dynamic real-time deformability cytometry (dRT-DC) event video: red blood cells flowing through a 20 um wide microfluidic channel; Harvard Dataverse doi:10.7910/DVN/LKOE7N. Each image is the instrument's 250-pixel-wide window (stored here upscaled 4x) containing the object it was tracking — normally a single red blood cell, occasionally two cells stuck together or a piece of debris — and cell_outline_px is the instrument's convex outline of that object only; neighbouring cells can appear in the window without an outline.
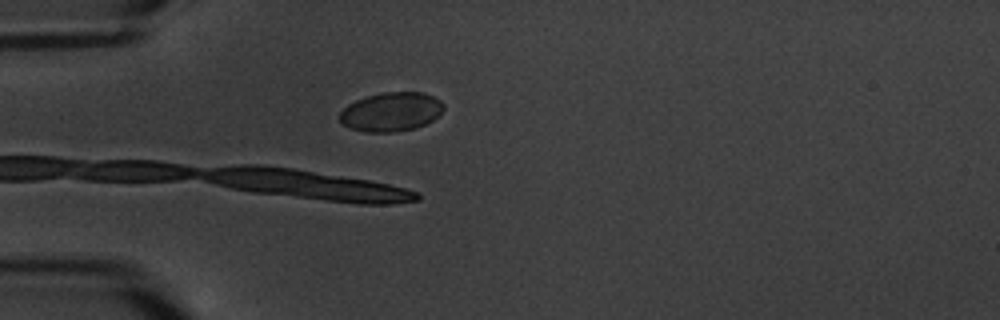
{"species": "common noctule bat (a hibernating species)", "species_latin": "Nyctalus noctula", "temperature_condition": "warm", "stored_images_in_passage": 5, "camera_frame_rate_fps": 3000, "um_per_image_px": 0.085, "animal": {"sex": "male", "body_mass_g": 20.1, "forearm_length_mm": 53.5}, "frame": {"image": 1, "passage_image": 5, "time_ms": 4.667, "image_size_px": [1000, 320], "cell_outline_px": [[444, 108], [440, 116], [416, 128], [396, 132], [364, 132], [352, 128], [344, 124], [340, 120], [340, 112], [348, 104], [356, 100], [380, 92], [424, 92], [440, 100], [444, 104]], "centroid_in_image_um": [33.28, 9.5], "position_along_channel_um": 51.7, "area_um2": 23.7}}